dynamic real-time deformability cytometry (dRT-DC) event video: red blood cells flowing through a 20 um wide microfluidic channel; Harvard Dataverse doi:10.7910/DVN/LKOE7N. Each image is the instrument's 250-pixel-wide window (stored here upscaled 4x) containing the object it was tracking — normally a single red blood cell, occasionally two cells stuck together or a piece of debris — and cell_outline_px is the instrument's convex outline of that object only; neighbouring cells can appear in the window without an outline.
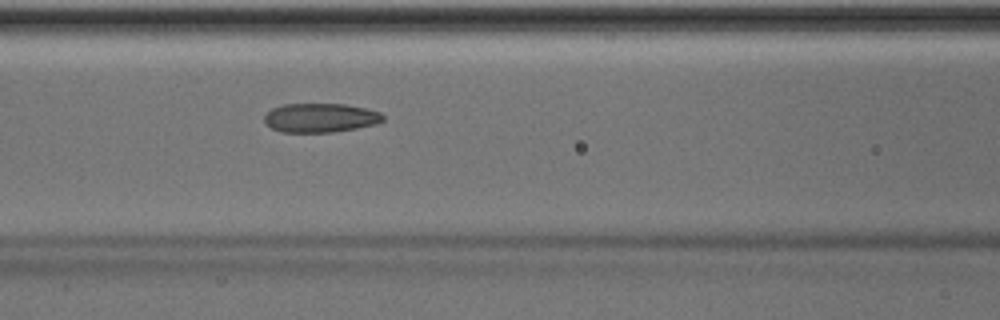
{"species": "Egyptian fruit bat (a non-hibernating species)", "species_latin": "Rousettus aegyptiacus", "temperature_condition": "room temperature", "stored_images_in_passage": 51, "camera_frame_rate_fps": 3000, "um_per_image_px": 0.085, "animal": {"sex": "male"}, "frame": {"image": 1, "passage_image": 22, "time_ms": 7.0, "image_size_px": [1000, 320], "cell_outline_px": [[384, 120], [376, 124], [356, 128], [332, 132], [280, 132], [264, 124], [264, 116], [272, 108], [284, 104], [344, 104], [364, 108], [380, 112], [384, 116]], "centroid_in_image_um": [27.21, 10.01], "position_along_channel_um": 139.4, "area_um2": 20.11}, "authors_computed_cell_mechanics": {"area_um2": 20.7502, "velocity_mm_per_s": 4.042, "shape_relaxation_time_tau1_ms": 7.6907, "shape_relaxation_time_tau2_ms": 2.3473, "deformation_change_tau1": 0.1729, "deformation_change_tau2": 0.0699}}